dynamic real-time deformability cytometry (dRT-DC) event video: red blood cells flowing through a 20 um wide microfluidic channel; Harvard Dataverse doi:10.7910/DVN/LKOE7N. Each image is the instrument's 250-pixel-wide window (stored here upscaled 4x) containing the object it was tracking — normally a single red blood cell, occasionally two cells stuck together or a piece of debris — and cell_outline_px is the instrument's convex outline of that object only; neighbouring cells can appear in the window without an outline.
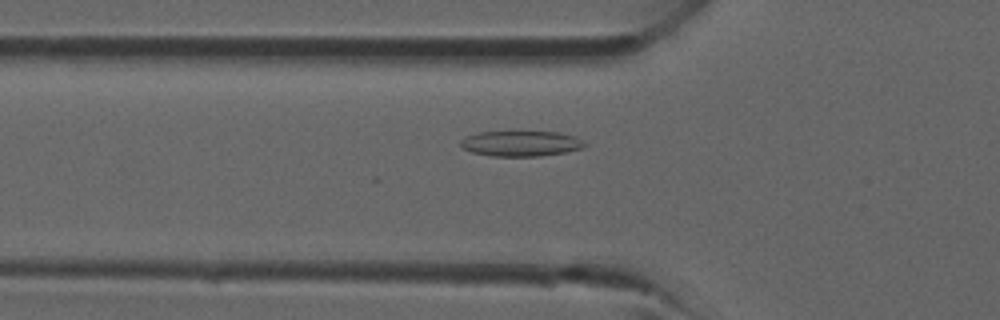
{"species": "common noctule bat (a hibernating species)", "species_latin": "Nyctalus noctula", "temperature_condition": "room temperature", "stored_images_in_passage": 40, "camera_frame_rate_fps": 3000, "um_per_image_px": 0.085, "animal": {"sex": "male", "forearm_length_mm": 52.5}, "frame": {"image": 1, "passage_image": 14, "time_ms": 4.333, "image_size_px": [1000, 320], "cell_outline_px": [[588, 144], [580, 148], [568, 152], [540, 156], [492, 156], [472, 152], [460, 148], [460, 140], [468, 136], [480, 132], [556, 132], [576, 136]], "centroid_in_image_um": [44.28, 12.21], "position_along_channel_um": 81.5, "area_um2": 18.38}}
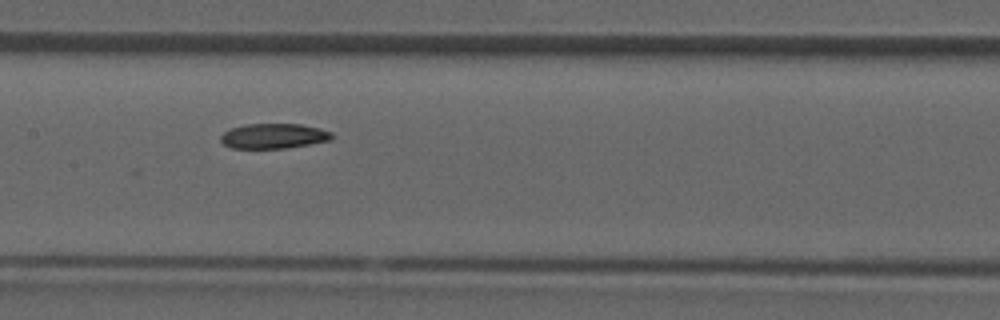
{"frame": {"image": 2, "passage_image": 20, "time_ms": 6.333, "image_size_px": [1000, 320], "cell_outline_px": [[332, 136], [328, 140], [308, 144], [284, 148], [232, 148], [224, 144], [220, 140], [220, 136], [224, 132], [232, 128], [244, 124], [300, 124], [320, 128], [332, 132]], "centroid_in_image_um": [23.23, 11.55], "position_along_channel_um": 184.2, "area_um2": 16.01}}
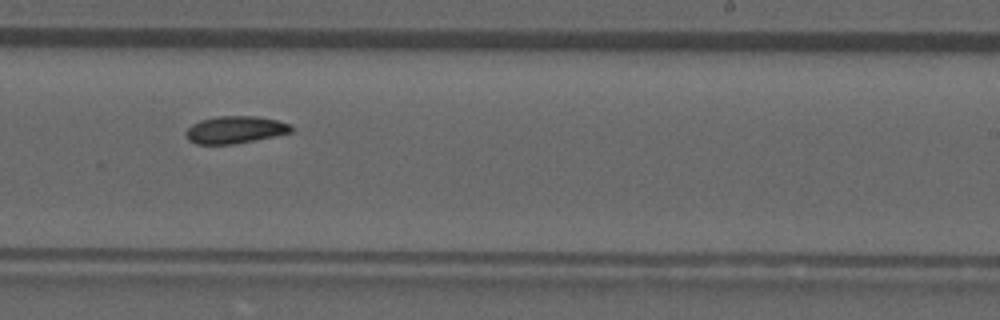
{"frame": {"image": 3, "passage_image": 25, "time_ms": 8.0, "image_size_px": [1000, 320], "cell_outline_px": [[292, 132], [256, 140], [236, 144], [196, 144], [188, 140], [184, 132], [192, 124], [200, 120], [216, 116], [256, 116], [276, 120], [292, 124]], "centroid_in_image_um": [19.97, 11.03], "position_along_channel_um": 269.0, "area_um2": 16.88}}